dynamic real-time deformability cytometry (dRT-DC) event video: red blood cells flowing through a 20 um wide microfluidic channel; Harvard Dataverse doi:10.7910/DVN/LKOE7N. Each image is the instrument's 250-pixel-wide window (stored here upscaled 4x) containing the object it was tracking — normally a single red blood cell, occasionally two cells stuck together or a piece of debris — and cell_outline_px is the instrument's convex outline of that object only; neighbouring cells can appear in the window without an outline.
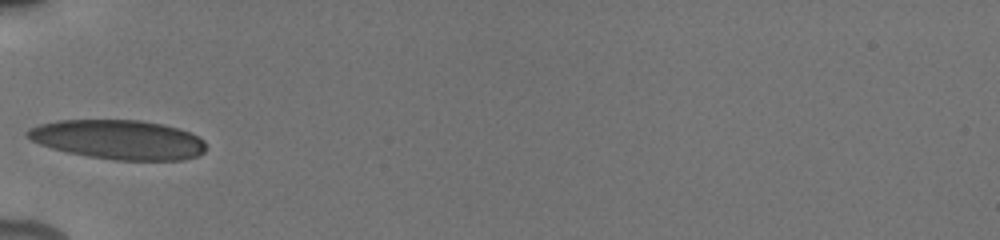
{"species": "human", "species_latin": "Homo sapiens", "temperature_condition": "cold", "stored_images_in_passage": 3, "camera_frame_rate_fps": 3000, "um_per_image_px": 0.085, "donor": {"sex": "male"}, "frame": {"image": 1, "passage_image": 1, "time_ms": 0.0, "image_size_px": [1000, 240], "cell_outline_px": [[204, 152], [196, 156], [184, 160], [116, 160], [88, 156], [68, 152], [52, 148], [40, 144], [32, 140], [28, 136], [28, 128], [40, 124], [56, 120], [140, 120], [164, 124], [180, 128], [200, 136], [204, 140]], "centroid_in_image_um": [10.11, 11.86], "position_along_channel_um": 74.9, "area_um2": 40.98}}
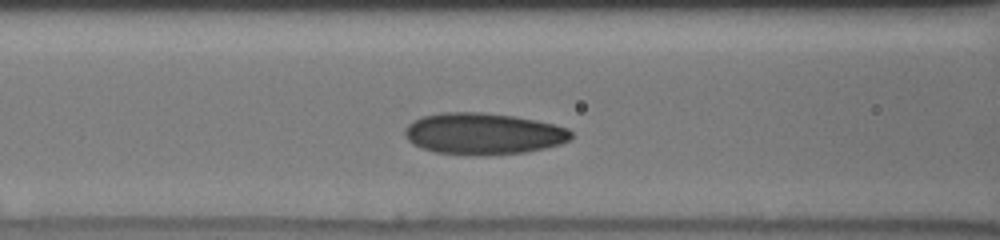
{"frame": {"image": 2, "passage_image": 3, "time_ms": 1.333, "image_size_px": [1000, 240], "cell_outline_px": [[572, 136], [568, 140], [560, 144], [544, 148], [524, 152], [484, 156], [476, 156], [436, 152], [420, 148], [412, 144], [404, 136], [404, 128], [412, 120], [420, 116], [440, 112], [480, 112], [516, 116], [536, 120], [568, 128], [572, 132]], "centroid_in_image_um": [41.02, 11.36], "position_along_channel_um": 125.6, "area_um2": 40.69}}